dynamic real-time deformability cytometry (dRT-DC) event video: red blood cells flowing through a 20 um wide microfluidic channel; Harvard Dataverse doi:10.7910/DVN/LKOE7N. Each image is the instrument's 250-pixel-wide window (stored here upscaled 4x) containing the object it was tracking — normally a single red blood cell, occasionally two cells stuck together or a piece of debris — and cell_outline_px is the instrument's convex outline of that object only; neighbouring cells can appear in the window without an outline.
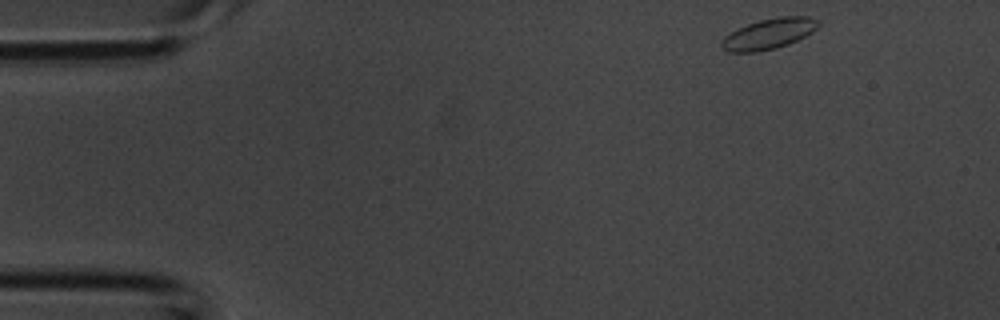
{"species": "common noctule bat (a hibernating species)", "species_latin": "Nyctalus noctula", "temperature_condition": "room temperature", "stored_images_in_passage": 36, "camera_frame_rate_fps": 3000, "um_per_image_px": 0.085, "animal": {"sex": "male", "body_mass_g": 20.1, "forearm_length_mm": 53.5}, "frame": {"image": 1, "passage_image": 1, "time_ms": 0.0, "image_size_px": [1000, 320], "cell_outline_px": [[820, 24], [812, 32], [788, 44], [776, 48], [756, 52], [728, 52], [720, 48], [720, 40], [724, 36], [736, 28], [760, 20], [780, 16], [808, 16], [820, 20]], "centroid_in_image_um": [65.31, 2.87], "position_along_channel_um": 19.7, "area_um2": 17.4}}
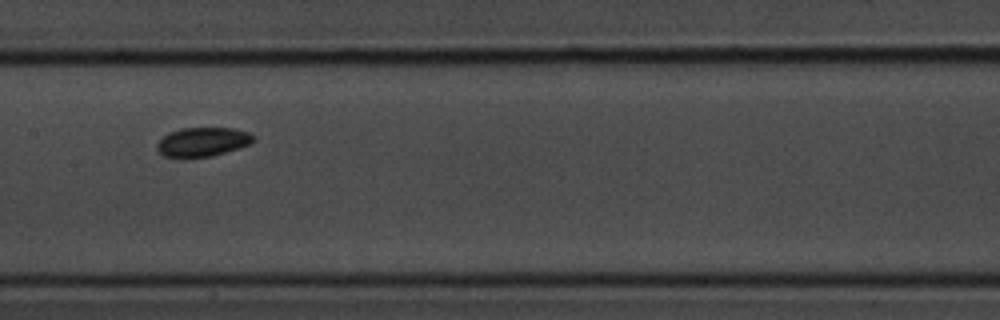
{"frame": {"image": 2, "passage_image": 16, "time_ms": 5.0, "image_size_px": [1000, 320], "cell_outline_px": [[256, 140], [252, 144], [240, 148], [212, 156], [164, 156], [156, 148], [156, 144], [168, 132], [180, 128], [236, 128], [248, 132], [256, 136]], "centroid_in_image_um": [17.3, 12.03], "position_along_channel_um": 190.1, "area_um2": 16.36}}
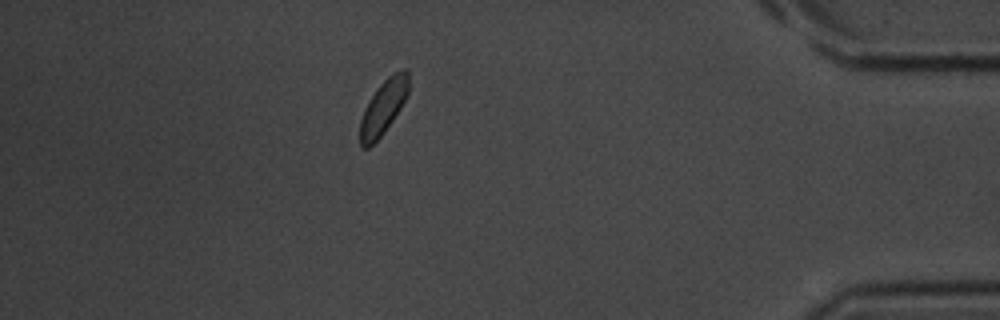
{"frame": {"image": 3, "passage_image": 31, "time_ms": 10.0, "image_size_px": [1000, 320], "cell_outline_px": [[408, 92], [400, 108], [384, 132], [368, 148], [360, 148], [360, 120], [364, 108], [376, 88], [392, 72], [404, 68], [408, 68]], "centroid_in_image_um": [32.57, 9.08], "position_along_channel_um": 402.6, "area_um2": 15.32}}